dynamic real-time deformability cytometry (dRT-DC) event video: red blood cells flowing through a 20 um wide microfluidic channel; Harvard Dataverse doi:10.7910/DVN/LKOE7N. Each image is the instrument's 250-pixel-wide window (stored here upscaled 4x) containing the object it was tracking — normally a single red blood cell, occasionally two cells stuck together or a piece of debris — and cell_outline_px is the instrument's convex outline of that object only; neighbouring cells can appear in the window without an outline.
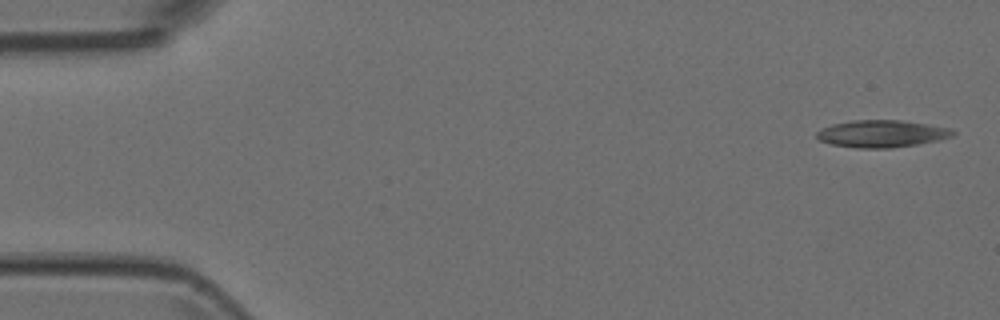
{"species": "Egyptian fruit bat (a non-hibernating species)", "species_latin": "Rousettus aegyptiacus", "temperature_condition": "room temperature", "stored_images_in_passage": 5, "camera_frame_rate_fps": 3000, "um_per_image_px": 0.085, "animal": {"sex": "female"}, "frame": {"image": 1, "passage_image": 1, "time_ms": 0.0, "image_size_px": [1000, 320], "cell_outline_px": [[956, 132], [952, 136], [936, 140], [916, 144], [892, 148], [856, 148], [832, 144], [820, 140], [816, 136], [816, 132], [820, 128], [832, 124], [852, 120], [900, 120], [952, 128]], "centroid_in_image_um": [74.92, 11.36], "position_along_channel_um": 10.1, "area_um2": 21.5}}